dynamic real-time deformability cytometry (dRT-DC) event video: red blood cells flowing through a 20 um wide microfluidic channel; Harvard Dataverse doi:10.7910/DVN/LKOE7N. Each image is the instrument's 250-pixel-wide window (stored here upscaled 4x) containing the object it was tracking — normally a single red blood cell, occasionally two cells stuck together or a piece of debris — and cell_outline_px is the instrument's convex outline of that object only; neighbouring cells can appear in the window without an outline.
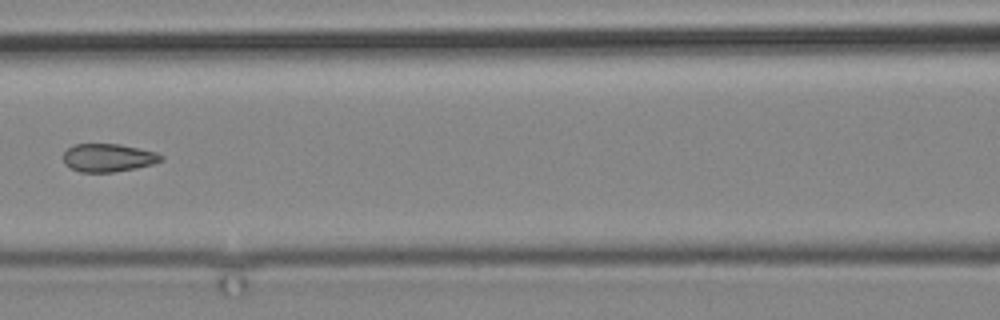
{"species": "common noctule bat (a hibernating species)", "species_latin": "Nyctalus noctula", "temperature_condition": "cold", "stored_images_in_passage": 6, "camera_frame_rate_fps": 3000, "um_per_image_px": 0.085, "animal": {"sex": "male", "body_mass_g": 19.2, "forearm_length_mm": 51.8}, "frame": {"image": 1, "passage_image": 6, "time_ms": 5.667, "image_size_px": [1000, 320], "cell_outline_px": [[164, 160], [152, 164], [136, 168], [112, 172], [80, 172], [64, 164], [64, 152], [72, 144], [120, 144], [156, 152], [164, 156]], "centroid_in_image_um": [9.21, 13.4], "position_along_channel_um": 157.4, "area_um2": 16.01}}